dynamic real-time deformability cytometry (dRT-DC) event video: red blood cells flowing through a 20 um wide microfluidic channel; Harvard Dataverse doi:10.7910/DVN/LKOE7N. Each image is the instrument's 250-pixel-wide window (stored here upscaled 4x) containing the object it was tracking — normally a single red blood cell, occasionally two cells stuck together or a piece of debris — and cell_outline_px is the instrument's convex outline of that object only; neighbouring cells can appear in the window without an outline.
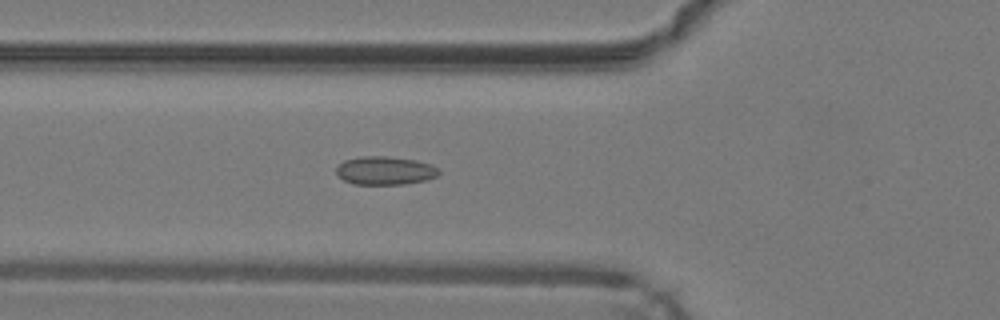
{"species": "common noctule bat (a hibernating species)", "species_latin": "Nyctalus noctula", "temperature_condition": "warm", "stored_images_in_passage": 31, "camera_frame_rate_fps": 3000, "um_per_image_px": 0.085, "animal": {"sex": "male", "body_mass_g": 19.2, "forearm_length_mm": 51.8}, "frame": {"image": 1, "passage_image": 2, "time_ms": 0.333, "image_size_px": [1000, 320], "cell_outline_px": [[440, 172], [436, 176], [424, 180], [404, 184], [352, 184], [344, 180], [336, 172], [336, 168], [344, 160], [360, 156], [388, 156], [416, 160], [432, 164]], "centroid_in_image_um": [32.71, 14.49], "position_along_channel_um": 93.1, "area_um2": 16.88}}
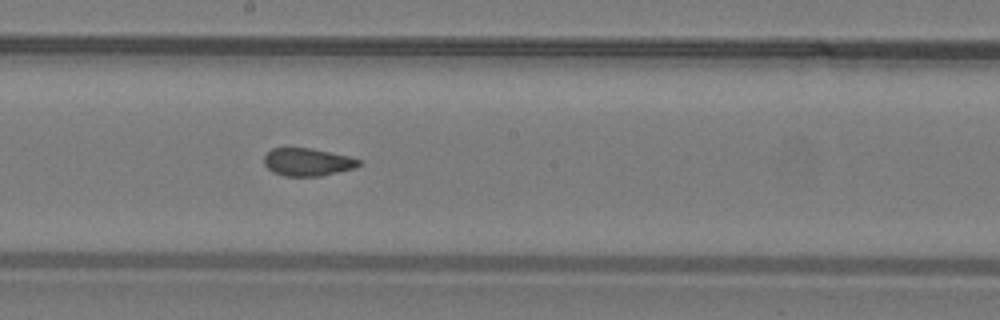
{"frame": {"image": 2, "passage_image": 11, "time_ms": 3.333, "image_size_px": [1000, 320], "cell_outline_px": [[360, 164], [356, 168], [320, 176], [284, 176], [272, 172], [264, 164], [264, 156], [272, 148], [312, 148], [348, 156], [360, 160]], "centroid_in_image_um": [26.13, 13.78], "position_along_channel_um": 222.1, "area_um2": 15.32}}
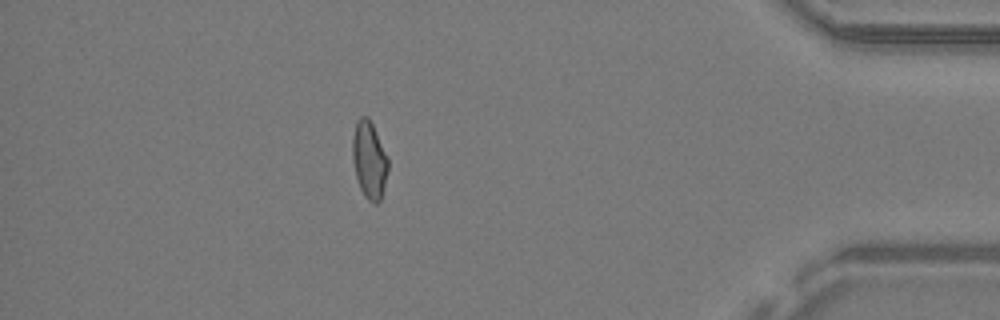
{"frame": {"image": 3, "passage_image": 27, "time_ms": 8.667, "image_size_px": [1000, 320], "cell_outline_px": [[388, 168], [380, 200], [376, 204], [368, 200], [364, 196], [360, 188], [356, 176], [352, 160], [352, 140], [356, 120], [360, 116], [368, 116], [388, 156]], "centroid_in_image_um": [31.37, 13.57], "position_along_channel_um": 403.8, "area_um2": 16.01}}